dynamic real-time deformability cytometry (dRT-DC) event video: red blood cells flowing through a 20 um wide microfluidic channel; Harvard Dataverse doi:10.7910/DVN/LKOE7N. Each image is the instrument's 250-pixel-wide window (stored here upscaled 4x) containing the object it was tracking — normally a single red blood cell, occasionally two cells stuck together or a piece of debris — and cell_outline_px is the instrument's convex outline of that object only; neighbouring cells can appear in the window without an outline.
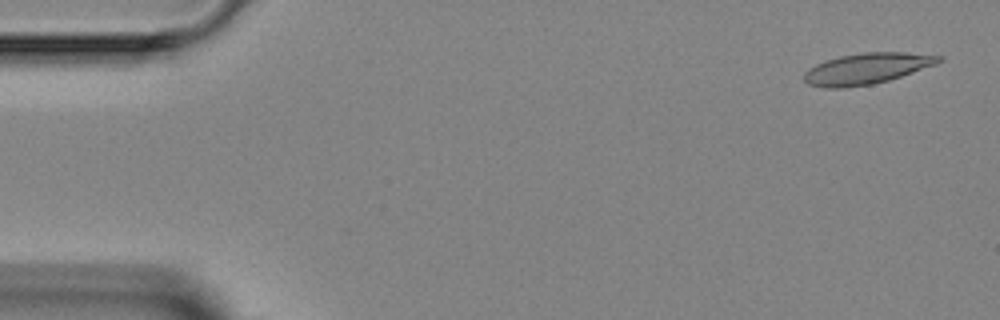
{"species": "Egyptian fruit bat (a non-hibernating species)", "species_latin": "Rousettus aegyptiacus", "temperature_condition": "room temperature", "stored_images_in_passage": 4, "camera_frame_rate_fps": 3000, "um_per_image_px": 0.085, "animal": {"sex": "female"}, "frame": {"image": 1, "passage_image": 1, "time_ms": 0.0, "image_size_px": [1000, 320], "cell_outline_px": [[944, 60], [936, 64], [888, 80], [872, 84], [844, 88], [824, 88], [808, 84], [804, 80], [804, 72], [808, 68], [816, 64], [840, 56], [860, 52], [908, 52], [944, 56]], "centroid_in_image_um": [73.67, 5.82], "position_along_channel_um": 11.3, "area_um2": 24.33}}
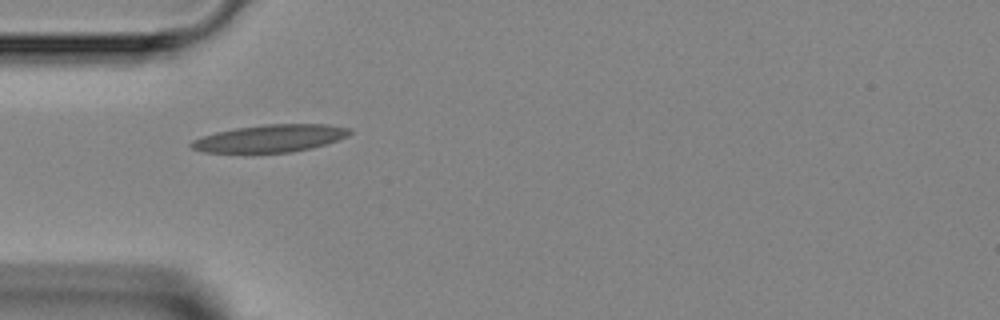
{"frame": {"image": 2, "passage_image": 4, "time_ms": 4.0, "image_size_px": [1000, 320], "cell_outline_px": [[352, 132], [348, 136], [312, 148], [292, 152], [252, 156], [244, 156], [204, 152], [192, 148], [188, 144], [192, 140], [216, 132], [236, 128], [264, 124], [328, 124], [352, 128]], "centroid_in_image_um": [22.9, 11.82], "position_along_channel_um": 62.1, "area_um2": 26.59}}